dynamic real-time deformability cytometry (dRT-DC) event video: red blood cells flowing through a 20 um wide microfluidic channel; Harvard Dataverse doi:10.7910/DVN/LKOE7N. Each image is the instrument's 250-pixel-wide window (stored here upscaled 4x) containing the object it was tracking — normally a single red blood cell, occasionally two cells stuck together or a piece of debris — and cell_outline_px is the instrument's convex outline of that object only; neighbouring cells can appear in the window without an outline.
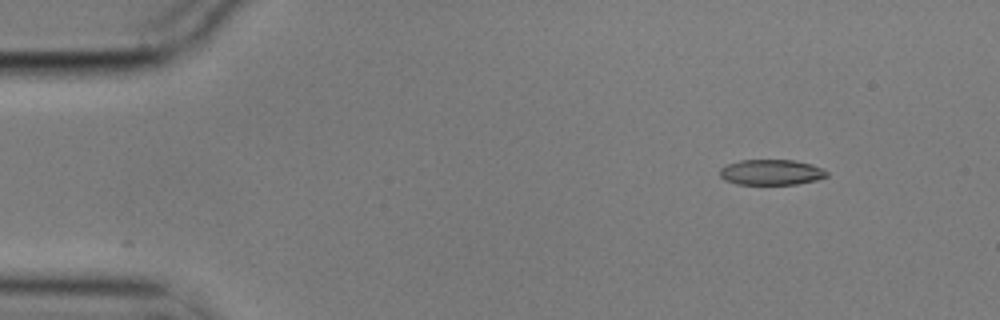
{"species": "common noctule bat (a hibernating species)", "species_latin": "Nyctalus noctula", "temperature_condition": "cold", "stored_images_in_passage": 4, "camera_frame_rate_fps": 3000, "um_per_image_px": 0.085, "animal": {"sex": "male", "body_mass_g": 17.9}, "frame": {"image": 1, "passage_image": 1, "time_ms": 0.0, "image_size_px": [1000, 320], "cell_outline_px": [[828, 176], [816, 180], [796, 184], [736, 184], [724, 180], [720, 176], [720, 168], [728, 164], [740, 160], [792, 160], [812, 164], [828, 172]], "centroid_in_image_um": [65.54, 14.64], "position_along_channel_um": 19.5, "area_um2": 15.84}}
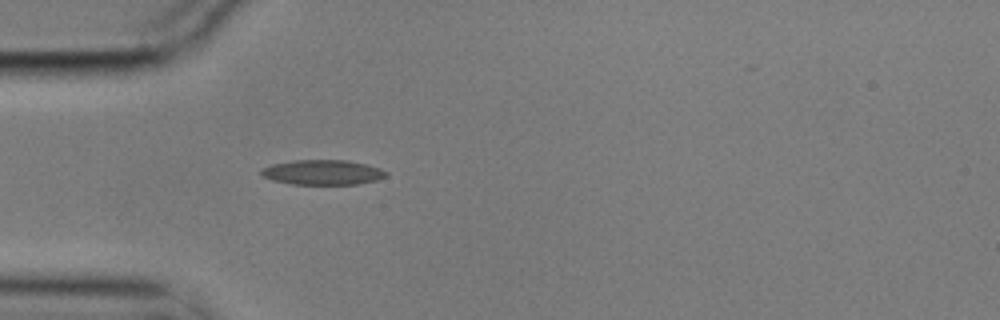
{"frame": {"image": 2, "passage_image": 4, "time_ms": 1.0, "image_size_px": [1000, 320], "cell_outline_px": [[388, 176], [376, 180], [356, 184], [292, 184], [272, 180], [260, 176], [260, 168], [272, 164], [292, 160], [344, 160], [364, 164], [380, 168], [388, 172]], "centroid_in_image_um": [27.38, 14.65], "position_along_channel_um": 57.6, "area_um2": 18.21}}